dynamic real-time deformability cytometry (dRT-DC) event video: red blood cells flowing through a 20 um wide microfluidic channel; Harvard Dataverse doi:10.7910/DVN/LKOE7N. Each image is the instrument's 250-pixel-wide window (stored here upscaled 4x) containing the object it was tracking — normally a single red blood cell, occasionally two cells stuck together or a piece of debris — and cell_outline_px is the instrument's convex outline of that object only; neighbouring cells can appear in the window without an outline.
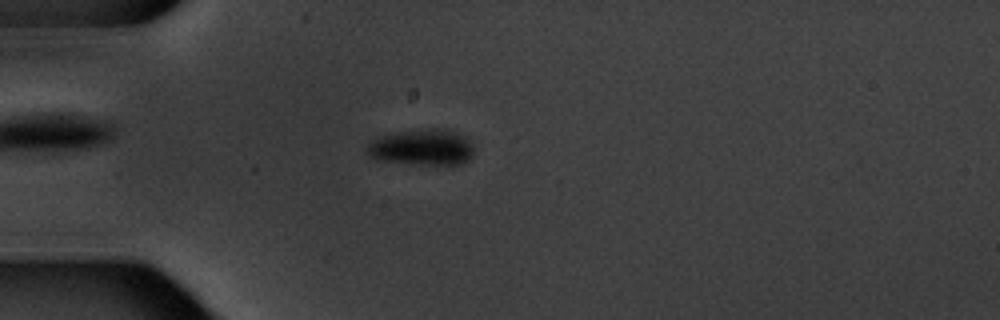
{"species": "common noctule bat (a hibernating species)", "species_latin": "Nyctalus noctula", "temperature_condition": "warm", "stored_images_in_passage": 6, "camera_frame_rate_fps": 3000, "um_per_image_px": 0.085, "animal": {"sex": "male", "body_mass_g": 20.1, "forearm_length_mm": 53.5}, "frame": {"image": 1, "passage_image": 5, "time_ms": 5.0, "image_size_px": [1000, 320], "cell_outline_px": [[472, 156], [460, 164], [420, 164], [376, 160], [364, 148], [376, 136], [392, 132], [432, 128], [444, 128], [464, 136], [472, 144]], "centroid_in_image_um": [35.82, 12.5], "position_along_channel_um": 49.2, "area_um2": 22.48}}